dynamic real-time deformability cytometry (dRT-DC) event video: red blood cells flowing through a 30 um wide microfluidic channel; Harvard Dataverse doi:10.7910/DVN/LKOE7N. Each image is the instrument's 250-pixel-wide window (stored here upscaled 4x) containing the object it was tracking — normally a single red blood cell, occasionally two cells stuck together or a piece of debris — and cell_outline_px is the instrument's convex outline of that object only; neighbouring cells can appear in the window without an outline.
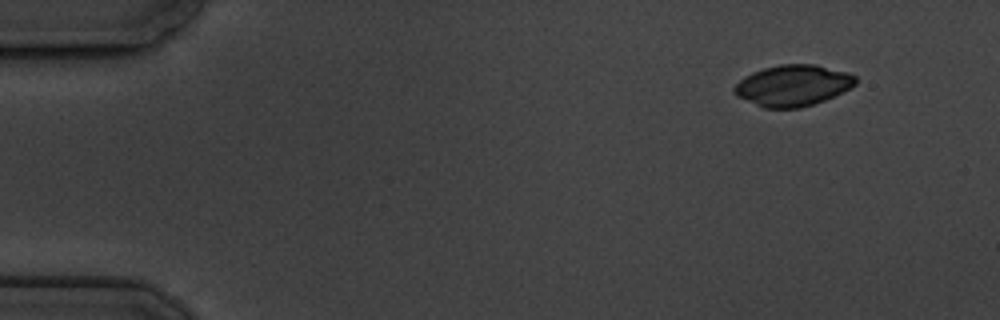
{"species": "common noctule bat (a hibernating species)", "species_latin": "Nyctalus noctula", "temperature_condition": "cold", "stored_images_in_passage": 4, "camera_frame_rate_fps": 3000, "um_per_image_px": 0.085, "animal": {"sex": "male", "body_mass_g": 19.5, "forearm_length_mm": 54.6}, "frame": {"image": 1, "passage_image": 1, "time_ms": 0.0, "image_size_px": [1000, 320], "cell_outline_px": [[856, 84], [824, 100], [800, 108], [764, 108], [736, 96], [732, 92], [732, 88], [744, 76], [752, 72], [764, 68], [780, 64], [816, 64], [848, 72], [856, 76]], "centroid_in_image_um": [67.36, 7.25], "position_along_channel_um": 17.6, "area_um2": 29.02}}
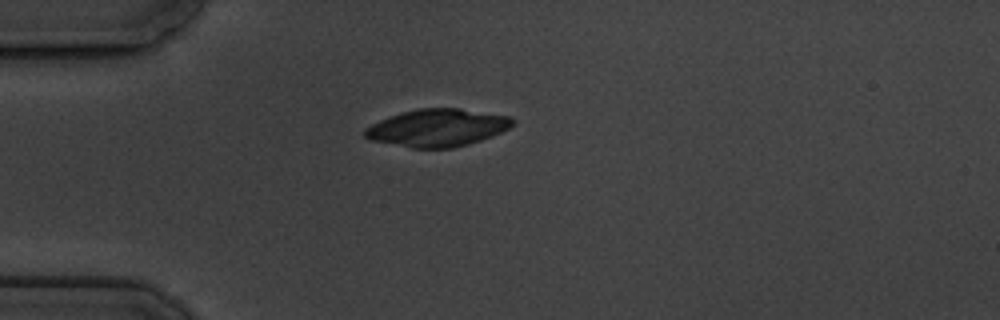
{"frame": {"image": 2, "passage_image": 4, "time_ms": 3.333, "image_size_px": [1000, 320], "cell_outline_px": [[516, 124], [492, 136], [468, 144], [452, 148], [412, 148], [368, 140], [364, 136], [364, 128], [388, 116], [420, 108], [460, 108], [508, 116], [516, 120]], "centroid_in_image_um": [37.17, 10.86], "position_along_channel_um": 47.8, "area_um2": 32.31}}